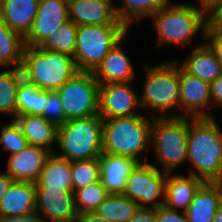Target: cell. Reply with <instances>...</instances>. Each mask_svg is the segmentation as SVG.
<instances>
[{"mask_svg":"<svg viewBox=\"0 0 222 222\" xmlns=\"http://www.w3.org/2000/svg\"><path fill=\"white\" fill-rule=\"evenodd\" d=\"M180 111L178 117H213L210 83L192 76L179 66Z\"/></svg>","mask_w":222,"mask_h":222,"instance_id":"13","label":"cell"},{"mask_svg":"<svg viewBox=\"0 0 222 222\" xmlns=\"http://www.w3.org/2000/svg\"><path fill=\"white\" fill-rule=\"evenodd\" d=\"M113 0H68L69 19L81 25H124L114 9Z\"/></svg>","mask_w":222,"mask_h":222,"instance_id":"15","label":"cell"},{"mask_svg":"<svg viewBox=\"0 0 222 222\" xmlns=\"http://www.w3.org/2000/svg\"><path fill=\"white\" fill-rule=\"evenodd\" d=\"M39 0H0V18L25 38L38 12Z\"/></svg>","mask_w":222,"mask_h":222,"instance_id":"21","label":"cell"},{"mask_svg":"<svg viewBox=\"0 0 222 222\" xmlns=\"http://www.w3.org/2000/svg\"><path fill=\"white\" fill-rule=\"evenodd\" d=\"M35 214L40 222H76L74 191L36 188Z\"/></svg>","mask_w":222,"mask_h":222,"instance_id":"12","label":"cell"},{"mask_svg":"<svg viewBox=\"0 0 222 222\" xmlns=\"http://www.w3.org/2000/svg\"><path fill=\"white\" fill-rule=\"evenodd\" d=\"M204 181L187 174L167 173L165 181L164 206L185 212Z\"/></svg>","mask_w":222,"mask_h":222,"instance_id":"20","label":"cell"},{"mask_svg":"<svg viewBox=\"0 0 222 222\" xmlns=\"http://www.w3.org/2000/svg\"><path fill=\"white\" fill-rule=\"evenodd\" d=\"M57 156L70 162L99 158L103 152V119L99 115L66 121L58 127Z\"/></svg>","mask_w":222,"mask_h":222,"instance_id":"5","label":"cell"},{"mask_svg":"<svg viewBox=\"0 0 222 222\" xmlns=\"http://www.w3.org/2000/svg\"><path fill=\"white\" fill-rule=\"evenodd\" d=\"M139 207L138 203L123 194H109L95 212L109 222H128Z\"/></svg>","mask_w":222,"mask_h":222,"instance_id":"27","label":"cell"},{"mask_svg":"<svg viewBox=\"0 0 222 222\" xmlns=\"http://www.w3.org/2000/svg\"><path fill=\"white\" fill-rule=\"evenodd\" d=\"M150 19L156 30L158 47L165 44L186 46L197 33L205 41L208 13L195 4H174L170 0Z\"/></svg>","mask_w":222,"mask_h":222,"instance_id":"2","label":"cell"},{"mask_svg":"<svg viewBox=\"0 0 222 222\" xmlns=\"http://www.w3.org/2000/svg\"><path fill=\"white\" fill-rule=\"evenodd\" d=\"M99 82L91 72H77L56 92L66 121L98 115Z\"/></svg>","mask_w":222,"mask_h":222,"instance_id":"9","label":"cell"},{"mask_svg":"<svg viewBox=\"0 0 222 222\" xmlns=\"http://www.w3.org/2000/svg\"><path fill=\"white\" fill-rule=\"evenodd\" d=\"M47 101V91L32 85L18 88L17 91V115H42Z\"/></svg>","mask_w":222,"mask_h":222,"instance_id":"30","label":"cell"},{"mask_svg":"<svg viewBox=\"0 0 222 222\" xmlns=\"http://www.w3.org/2000/svg\"><path fill=\"white\" fill-rule=\"evenodd\" d=\"M122 43V40L119 41L93 72L99 84L125 83L131 82L135 78L134 67L121 48Z\"/></svg>","mask_w":222,"mask_h":222,"instance_id":"18","label":"cell"},{"mask_svg":"<svg viewBox=\"0 0 222 222\" xmlns=\"http://www.w3.org/2000/svg\"><path fill=\"white\" fill-rule=\"evenodd\" d=\"M149 117V118H148ZM138 114L119 118L103 119V152L139 158L151 148V126L153 117Z\"/></svg>","mask_w":222,"mask_h":222,"instance_id":"3","label":"cell"},{"mask_svg":"<svg viewBox=\"0 0 222 222\" xmlns=\"http://www.w3.org/2000/svg\"><path fill=\"white\" fill-rule=\"evenodd\" d=\"M76 222H109L108 220L99 217L96 212H87L78 214Z\"/></svg>","mask_w":222,"mask_h":222,"instance_id":"43","label":"cell"},{"mask_svg":"<svg viewBox=\"0 0 222 222\" xmlns=\"http://www.w3.org/2000/svg\"><path fill=\"white\" fill-rule=\"evenodd\" d=\"M17 91L18 88L11 80L9 74L3 70L0 72V113L17 116Z\"/></svg>","mask_w":222,"mask_h":222,"instance_id":"34","label":"cell"},{"mask_svg":"<svg viewBox=\"0 0 222 222\" xmlns=\"http://www.w3.org/2000/svg\"><path fill=\"white\" fill-rule=\"evenodd\" d=\"M188 117H153L151 148L161 171L172 173L187 162Z\"/></svg>","mask_w":222,"mask_h":222,"instance_id":"6","label":"cell"},{"mask_svg":"<svg viewBox=\"0 0 222 222\" xmlns=\"http://www.w3.org/2000/svg\"><path fill=\"white\" fill-rule=\"evenodd\" d=\"M155 222H188L186 213L179 210H172L164 205L156 209Z\"/></svg>","mask_w":222,"mask_h":222,"instance_id":"37","label":"cell"},{"mask_svg":"<svg viewBox=\"0 0 222 222\" xmlns=\"http://www.w3.org/2000/svg\"><path fill=\"white\" fill-rule=\"evenodd\" d=\"M210 89L212 103L222 106V75L210 83Z\"/></svg>","mask_w":222,"mask_h":222,"instance_id":"41","label":"cell"},{"mask_svg":"<svg viewBox=\"0 0 222 222\" xmlns=\"http://www.w3.org/2000/svg\"><path fill=\"white\" fill-rule=\"evenodd\" d=\"M177 62L185 72L208 83H212L222 75L220 63L206 42H201L199 46L193 47L182 64L179 60Z\"/></svg>","mask_w":222,"mask_h":222,"instance_id":"23","label":"cell"},{"mask_svg":"<svg viewBox=\"0 0 222 222\" xmlns=\"http://www.w3.org/2000/svg\"><path fill=\"white\" fill-rule=\"evenodd\" d=\"M5 222H40L35 213L6 219Z\"/></svg>","mask_w":222,"mask_h":222,"instance_id":"44","label":"cell"},{"mask_svg":"<svg viewBox=\"0 0 222 222\" xmlns=\"http://www.w3.org/2000/svg\"><path fill=\"white\" fill-rule=\"evenodd\" d=\"M144 67L145 82L142 94L139 95L141 108L151 110L148 112L151 117H178V113L175 112V108L180 109L179 63L177 60L153 66L144 64ZM155 111L160 113L156 114Z\"/></svg>","mask_w":222,"mask_h":222,"instance_id":"4","label":"cell"},{"mask_svg":"<svg viewBox=\"0 0 222 222\" xmlns=\"http://www.w3.org/2000/svg\"><path fill=\"white\" fill-rule=\"evenodd\" d=\"M35 188H61L73 191L71 162L51 153L35 183Z\"/></svg>","mask_w":222,"mask_h":222,"instance_id":"25","label":"cell"},{"mask_svg":"<svg viewBox=\"0 0 222 222\" xmlns=\"http://www.w3.org/2000/svg\"><path fill=\"white\" fill-rule=\"evenodd\" d=\"M212 222H222V207H220L217 210L216 215H215Z\"/></svg>","mask_w":222,"mask_h":222,"instance_id":"47","label":"cell"},{"mask_svg":"<svg viewBox=\"0 0 222 222\" xmlns=\"http://www.w3.org/2000/svg\"><path fill=\"white\" fill-rule=\"evenodd\" d=\"M78 26L70 19L59 26L40 46L41 49L68 54L73 57Z\"/></svg>","mask_w":222,"mask_h":222,"instance_id":"28","label":"cell"},{"mask_svg":"<svg viewBox=\"0 0 222 222\" xmlns=\"http://www.w3.org/2000/svg\"><path fill=\"white\" fill-rule=\"evenodd\" d=\"M14 120L28 141L29 145L44 148L55 152L54 143L57 144L58 126L47 121L42 115H17Z\"/></svg>","mask_w":222,"mask_h":222,"instance_id":"22","label":"cell"},{"mask_svg":"<svg viewBox=\"0 0 222 222\" xmlns=\"http://www.w3.org/2000/svg\"><path fill=\"white\" fill-rule=\"evenodd\" d=\"M221 207L220 194L213 182H204L185 211L188 222H212Z\"/></svg>","mask_w":222,"mask_h":222,"instance_id":"24","label":"cell"},{"mask_svg":"<svg viewBox=\"0 0 222 222\" xmlns=\"http://www.w3.org/2000/svg\"><path fill=\"white\" fill-rule=\"evenodd\" d=\"M1 127L0 145L3 151L10 153L9 156L20 153L29 146L27 139L23 135L20 126L14 119Z\"/></svg>","mask_w":222,"mask_h":222,"instance_id":"33","label":"cell"},{"mask_svg":"<svg viewBox=\"0 0 222 222\" xmlns=\"http://www.w3.org/2000/svg\"><path fill=\"white\" fill-rule=\"evenodd\" d=\"M122 6H114L118 20L130 29L134 23L151 18L170 0H120Z\"/></svg>","mask_w":222,"mask_h":222,"instance_id":"26","label":"cell"},{"mask_svg":"<svg viewBox=\"0 0 222 222\" xmlns=\"http://www.w3.org/2000/svg\"><path fill=\"white\" fill-rule=\"evenodd\" d=\"M128 32L125 25L78 26L73 55L78 71L93 73L107 53L126 38Z\"/></svg>","mask_w":222,"mask_h":222,"instance_id":"7","label":"cell"},{"mask_svg":"<svg viewBox=\"0 0 222 222\" xmlns=\"http://www.w3.org/2000/svg\"><path fill=\"white\" fill-rule=\"evenodd\" d=\"M35 198L34 182L14 181L0 201V218L6 220L35 213Z\"/></svg>","mask_w":222,"mask_h":222,"instance_id":"19","label":"cell"},{"mask_svg":"<svg viewBox=\"0 0 222 222\" xmlns=\"http://www.w3.org/2000/svg\"><path fill=\"white\" fill-rule=\"evenodd\" d=\"M213 183L215 184V186L217 187V189L219 191L221 207H222V177H220L219 179L214 180Z\"/></svg>","mask_w":222,"mask_h":222,"instance_id":"46","label":"cell"},{"mask_svg":"<svg viewBox=\"0 0 222 222\" xmlns=\"http://www.w3.org/2000/svg\"><path fill=\"white\" fill-rule=\"evenodd\" d=\"M51 153L44 148L29 145L20 153L9 156L5 172L14 181L36 183Z\"/></svg>","mask_w":222,"mask_h":222,"instance_id":"16","label":"cell"},{"mask_svg":"<svg viewBox=\"0 0 222 222\" xmlns=\"http://www.w3.org/2000/svg\"><path fill=\"white\" fill-rule=\"evenodd\" d=\"M14 180L6 172L0 173V201L9 191Z\"/></svg>","mask_w":222,"mask_h":222,"instance_id":"42","label":"cell"},{"mask_svg":"<svg viewBox=\"0 0 222 222\" xmlns=\"http://www.w3.org/2000/svg\"><path fill=\"white\" fill-rule=\"evenodd\" d=\"M213 117H188L187 173L213 182L222 177V129Z\"/></svg>","mask_w":222,"mask_h":222,"instance_id":"1","label":"cell"},{"mask_svg":"<svg viewBox=\"0 0 222 222\" xmlns=\"http://www.w3.org/2000/svg\"><path fill=\"white\" fill-rule=\"evenodd\" d=\"M167 173L157 166L146 162H139L127 178L123 193L140 207L155 208L163 206L165 181Z\"/></svg>","mask_w":222,"mask_h":222,"instance_id":"10","label":"cell"},{"mask_svg":"<svg viewBox=\"0 0 222 222\" xmlns=\"http://www.w3.org/2000/svg\"><path fill=\"white\" fill-rule=\"evenodd\" d=\"M68 20V0H39L33 26L24 38L25 46L40 47L62 23Z\"/></svg>","mask_w":222,"mask_h":222,"instance_id":"14","label":"cell"},{"mask_svg":"<svg viewBox=\"0 0 222 222\" xmlns=\"http://www.w3.org/2000/svg\"><path fill=\"white\" fill-rule=\"evenodd\" d=\"M42 116L58 127L66 122L62 102L56 91H47V101H45V110Z\"/></svg>","mask_w":222,"mask_h":222,"instance_id":"36","label":"cell"},{"mask_svg":"<svg viewBox=\"0 0 222 222\" xmlns=\"http://www.w3.org/2000/svg\"><path fill=\"white\" fill-rule=\"evenodd\" d=\"M4 68L17 88L34 85L31 64L24 55Z\"/></svg>","mask_w":222,"mask_h":222,"instance_id":"35","label":"cell"},{"mask_svg":"<svg viewBox=\"0 0 222 222\" xmlns=\"http://www.w3.org/2000/svg\"><path fill=\"white\" fill-rule=\"evenodd\" d=\"M24 38L11 30L0 18V66L6 67L24 52Z\"/></svg>","mask_w":222,"mask_h":222,"instance_id":"29","label":"cell"},{"mask_svg":"<svg viewBox=\"0 0 222 222\" xmlns=\"http://www.w3.org/2000/svg\"><path fill=\"white\" fill-rule=\"evenodd\" d=\"M208 27L222 32V1L208 13Z\"/></svg>","mask_w":222,"mask_h":222,"instance_id":"39","label":"cell"},{"mask_svg":"<svg viewBox=\"0 0 222 222\" xmlns=\"http://www.w3.org/2000/svg\"><path fill=\"white\" fill-rule=\"evenodd\" d=\"M108 195L101 180L75 190L74 201L78 214L95 212Z\"/></svg>","mask_w":222,"mask_h":222,"instance_id":"31","label":"cell"},{"mask_svg":"<svg viewBox=\"0 0 222 222\" xmlns=\"http://www.w3.org/2000/svg\"><path fill=\"white\" fill-rule=\"evenodd\" d=\"M23 55L31 64L34 86L45 91H57L79 72L68 54L25 46Z\"/></svg>","mask_w":222,"mask_h":222,"instance_id":"8","label":"cell"},{"mask_svg":"<svg viewBox=\"0 0 222 222\" xmlns=\"http://www.w3.org/2000/svg\"><path fill=\"white\" fill-rule=\"evenodd\" d=\"M137 108H141L140 96L130 82L99 85L98 115L102 119L138 115Z\"/></svg>","mask_w":222,"mask_h":222,"instance_id":"11","label":"cell"},{"mask_svg":"<svg viewBox=\"0 0 222 222\" xmlns=\"http://www.w3.org/2000/svg\"><path fill=\"white\" fill-rule=\"evenodd\" d=\"M156 209L139 207L134 216L128 222H155Z\"/></svg>","mask_w":222,"mask_h":222,"instance_id":"40","label":"cell"},{"mask_svg":"<svg viewBox=\"0 0 222 222\" xmlns=\"http://www.w3.org/2000/svg\"><path fill=\"white\" fill-rule=\"evenodd\" d=\"M139 163L135 158L102 152L99 157L100 180L108 194H123L130 172Z\"/></svg>","mask_w":222,"mask_h":222,"instance_id":"17","label":"cell"},{"mask_svg":"<svg viewBox=\"0 0 222 222\" xmlns=\"http://www.w3.org/2000/svg\"><path fill=\"white\" fill-rule=\"evenodd\" d=\"M198 1H199L198 7L209 13L222 0H198Z\"/></svg>","mask_w":222,"mask_h":222,"instance_id":"45","label":"cell"},{"mask_svg":"<svg viewBox=\"0 0 222 222\" xmlns=\"http://www.w3.org/2000/svg\"><path fill=\"white\" fill-rule=\"evenodd\" d=\"M73 191L100 180L99 158L71 162Z\"/></svg>","mask_w":222,"mask_h":222,"instance_id":"32","label":"cell"},{"mask_svg":"<svg viewBox=\"0 0 222 222\" xmlns=\"http://www.w3.org/2000/svg\"><path fill=\"white\" fill-rule=\"evenodd\" d=\"M205 41L214 51L222 71V32L207 28Z\"/></svg>","mask_w":222,"mask_h":222,"instance_id":"38","label":"cell"}]
</instances>
